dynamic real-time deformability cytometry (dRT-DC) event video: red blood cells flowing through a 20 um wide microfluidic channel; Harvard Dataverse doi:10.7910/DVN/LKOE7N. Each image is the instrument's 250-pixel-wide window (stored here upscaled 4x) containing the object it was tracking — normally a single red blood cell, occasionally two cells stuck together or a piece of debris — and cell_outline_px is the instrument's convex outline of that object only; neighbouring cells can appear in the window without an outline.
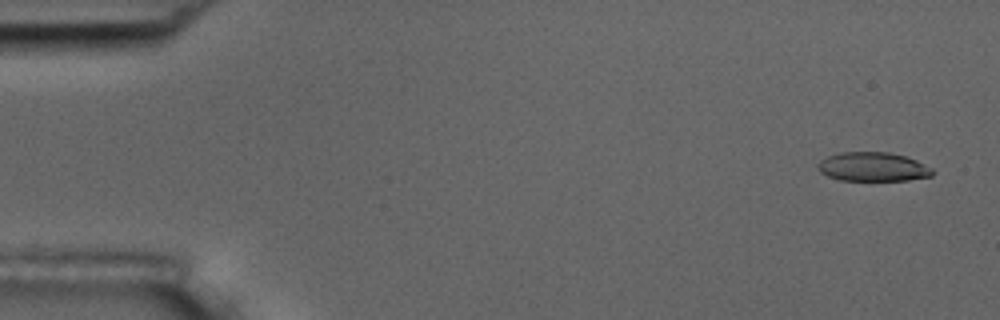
{"species": "common noctule bat (a hibernating species)", "species_latin": "Nyctalus noctula", "temperature_condition": "room temperature", "stored_images_in_passage": 6, "camera_frame_rate_fps": 3000, "um_per_image_px": 0.085, "animal": {"sex": "male", "body_mass_g": 17.5, "forearm_length_mm": 52.3}, "frame": {"image": 1, "passage_image": 1, "time_ms": 0.0, "image_size_px": [1000, 320], "cell_outline_px": [[936, 172], [932, 176], [908, 180], [840, 180], [828, 176], [820, 172], [816, 168], [816, 164], [820, 160], [828, 156], [840, 152], [888, 152], [904, 156], [916, 160], [932, 168]], "centroid_in_image_um": [74.19, 14.18], "position_along_channel_um": 10.8, "area_um2": 19.48}}